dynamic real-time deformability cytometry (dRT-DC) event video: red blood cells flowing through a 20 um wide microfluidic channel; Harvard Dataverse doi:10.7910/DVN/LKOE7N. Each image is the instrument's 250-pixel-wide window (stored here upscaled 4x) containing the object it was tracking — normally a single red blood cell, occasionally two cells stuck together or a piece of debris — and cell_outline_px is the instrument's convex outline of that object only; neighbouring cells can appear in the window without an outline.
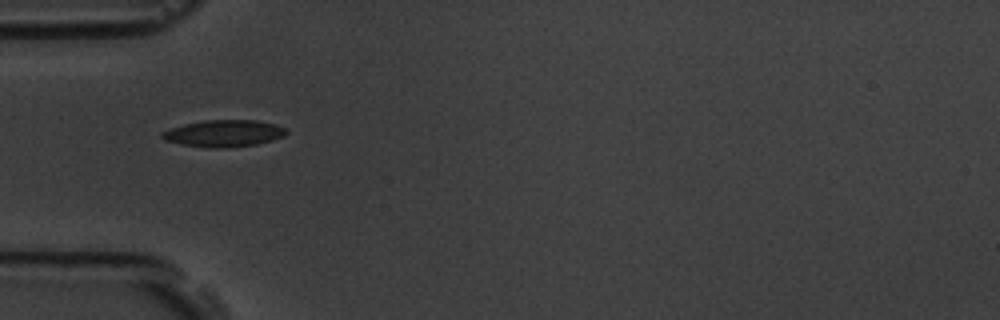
{"species": "common noctule bat (a hibernating species)", "species_latin": "Nyctalus noctula", "temperature_condition": "room temperature", "stored_images_in_passage": 2, "camera_frame_rate_fps": 3000, "um_per_image_px": 0.085, "animal": {"sex": "male", "body_mass_g": 19.5, "forearm_length_mm": 54.6}, "frame": {"image": 1, "passage_image": 1, "time_ms": 0.0, "image_size_px": [1000, 320], "cell_outline_px": [[288, 132], [284, 136], [272, 140], [256, 144], [228, 148], [208, 148], [180, 144], [164, 140], [160, 136], [160, 132], [184, 124], [204, 120], [256, 120], [272, 124], [284, 128]], "centroid_in_image_um": [18.98, 11.35], "position_along_channel_um": 66.0, "area_um2": 19.42}}
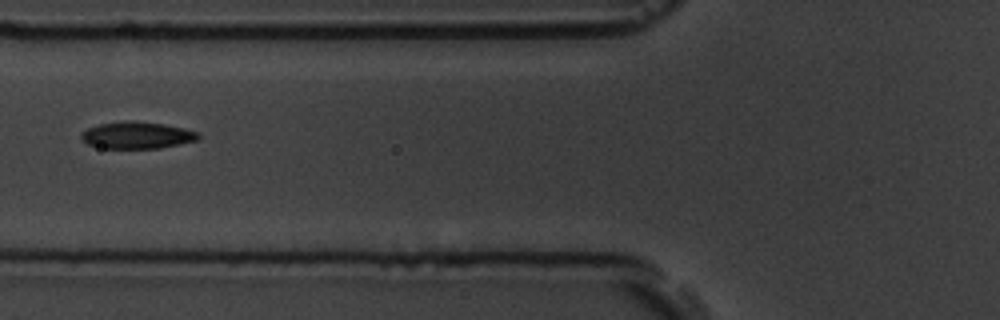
{"frame": {"image": 2, "passage_image": 2, "time_ms": 1.333, "image_size_px": [1000, 320], "cell_outline_px": [[200, 136], [196, 140], [160, 148], [100, 148], [88, 144], [80, 140], [80, 132], [88, 128], [100, 124], [124, 120], [132, 120], [164, 124], [184, 128], [200, 132]], "centroid_in_image_um": [11.61, 11.48], "position_along_channel_um": 114.2, "area_um2": 18.5}}